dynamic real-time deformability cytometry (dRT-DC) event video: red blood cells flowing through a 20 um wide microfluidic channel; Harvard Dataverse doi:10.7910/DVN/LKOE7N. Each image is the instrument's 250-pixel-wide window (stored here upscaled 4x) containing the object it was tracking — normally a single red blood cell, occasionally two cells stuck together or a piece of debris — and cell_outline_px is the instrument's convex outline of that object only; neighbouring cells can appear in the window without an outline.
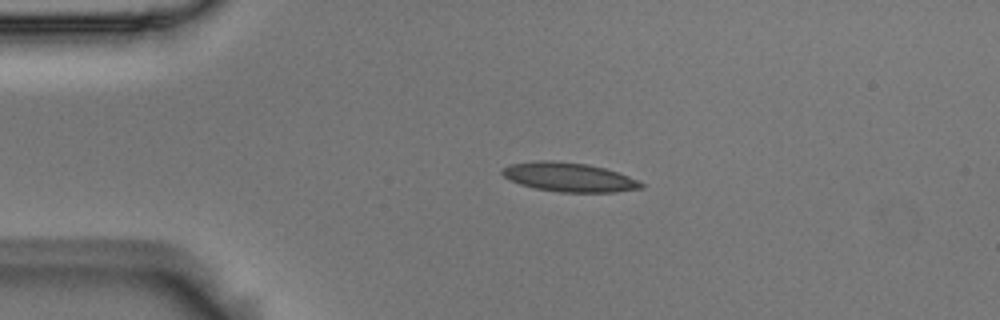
{"species": "Egyptian fruit bat (a non-hibernating species)", "species_latin": "Rousettus aegyptiacus", "temperature_condition": "room temperature", "stored_images_in_passage": 44, "camera_frame_rate_fps": 3000, "um_per_image_px": 0.085, "animal": {"sex": "male"}, "frame": {"image": 1, "passage_image": 1, "time_ms": 0.0, "image_size_px": [1000, 320], "cell_outline_px": [[644, 188], [616, 192], [560, 192], [536, 188], [520, 184], [504, 176], [500, 172], [504, 168], [512, 164], [536, 160], [552, 160], [588, 164], [604, 168], [628, 176], [644, 184]], "centroid_in_image_um": [48.38, 15.05], "position_along_channel_um": 36.6, "area_um2": 23.35}}
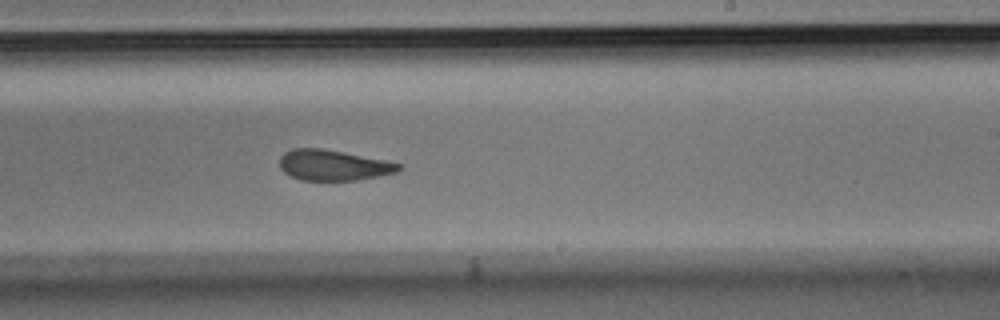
{"frame": {"image": 2, "passage_image": 22, "time_ms": 7.0, "image_size_px": [1000, 320], "cell_outline_px": [[404, 168], [400, 172], [380, 176], [356, 180], [300, 180], [284, 172], [280, 168], [280, 156], [284, 152], [292, 148], [324, 148], [388, 160], [400, 164]], "centroid_in_image_um": [28.38, 14.03], "position_along_channel_um": 260.6, "area_um2": 21.62}}
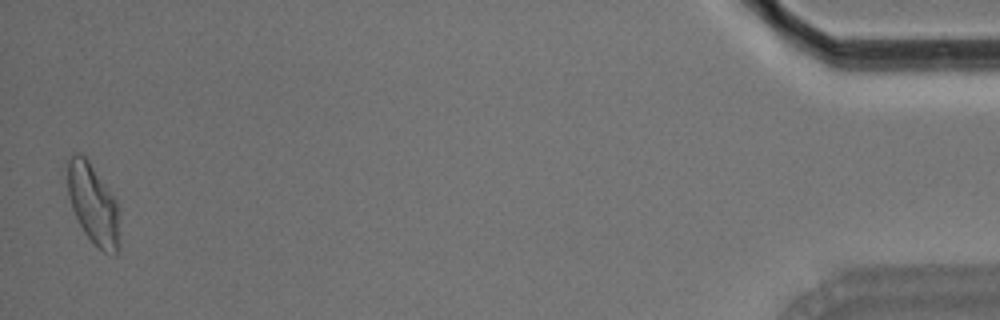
{"frame": {"image": 3, "passage_image": 43, "time_ms": 14.0, "image_size_px": [1000, 320], "cell_outline_px": [[120, 244], [116, 256], [112, 256], [104, 252], [84, 232], [72, 208], [68, 196], [64, 160], [72, 152], [80, 152], [88, 160], [116, 200], [120, 240]], "centroid_in_image_um": [7.87, 17.29], "position_along_channel_um": 427.3, "area_um2": 24.74}, "authors_computed_cell_mechanics": {"area_um2": 22.7443, "velocity_mm_per_s": 3.6716, "shape_relaxation_time_tau1_ms": null, "shape_relaxation_time_tau2_ms": 2.675, "deformation_change_tau1": null, "deformation_change_tau2": 0.0949}}